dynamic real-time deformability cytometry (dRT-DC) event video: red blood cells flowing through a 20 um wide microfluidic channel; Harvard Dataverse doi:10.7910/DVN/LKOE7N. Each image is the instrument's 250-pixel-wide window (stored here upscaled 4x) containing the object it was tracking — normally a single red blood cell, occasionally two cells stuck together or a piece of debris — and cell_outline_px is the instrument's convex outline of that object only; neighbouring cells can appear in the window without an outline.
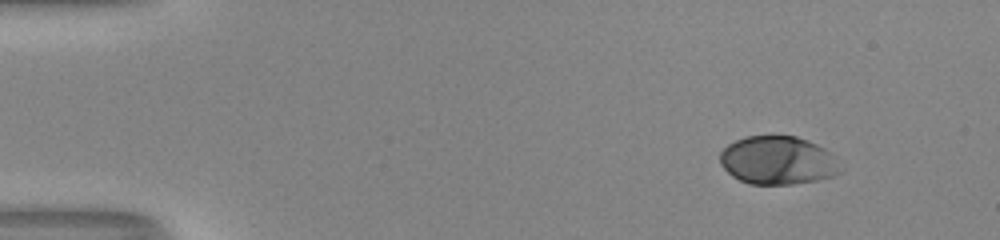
{"species": "human", "species_latin": "Homo sapiens", "temperature_condition": "room temperature", "stored_images_in_passage": 48, "camera_frame_rate_fps": 3000, "um_per_image_px": 0.085, "donor": {"sex": "male"}, "frame": {"image": 1, "passage_image": 1, "time_ms": 0.0, "image_size_px": [1000, 240], "cell_outline_px": [[844, 168], [840, 172], [832, 176], [816, 180], [792, 184], [748, 184], [732, 176], [720, 164], [720, 152], [728, 144], [736, 140], [748, 136], [796, 136], [808, 140], [824, 148]], "centroid_in_image_um": [66.1, 13.64], "position_along_channel_um": 18.9, "area_um2": 33.81}}
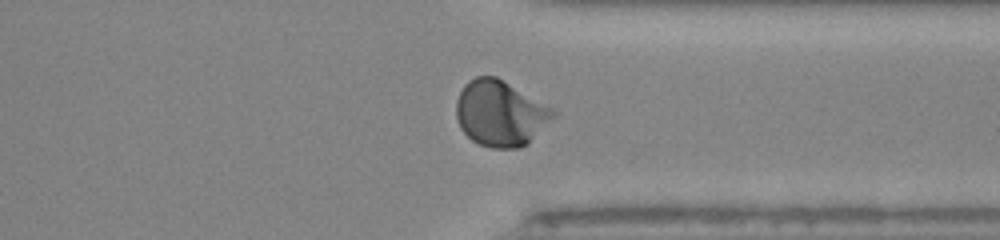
{"frame": {"image": 2, "passage_image": 36, "time_ms": 11.667, "image_size_px": [1000, 240], "cell_outline_px": [[556, 116], [528, 144], [520, 148], [492, 148], [480, 144], [472, 140], [460, 128], [456, 116], [456, 100], [464, 84], [468, 80], [476, 76], [496, 76], [552, 108], [556, 112]], "centroid_in_image_um": [42.51, 9.64], "position_along_channel_um": 368.9, "area_um2": 37.11}}
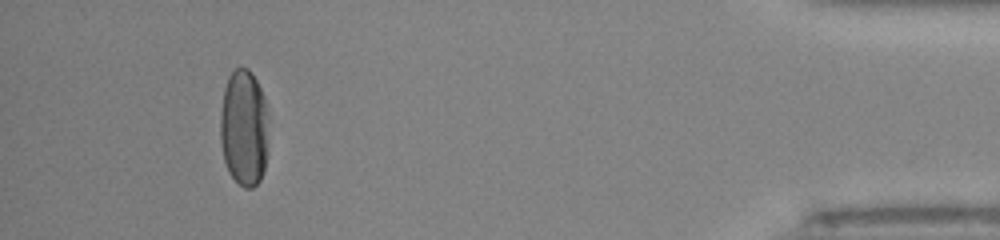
{"frame": {"image": 3, "passage_image": 44, "time_ms": 14.333, "image_size_px": [1000, 240], "cell_outline_px": [[268, 152], [264, 168], [260, 180], [252, 188], [244, 188], [228, 172], [224, 160], [220, 140], [220, 112], [224, 88], [228, 76], [236, 68], [248, 68], [252, 72], [264, 96], [268, 112]], "centroid_in_image_um": [20.75, 10.86], "position_along_channel_um": 414.5, "area_um2": 33.47}, "authors_computed_cell_mechanics": {"area_um2": 34.0153, "velocity_mm_per_s": 4.0231, "shape_relaxation_time_tau1_ms": 2.9077, "shape_relaxation_time_tau2_ms": null, "deformation_change_tau1": 0.1803, "deformation_change_tau2": null}}